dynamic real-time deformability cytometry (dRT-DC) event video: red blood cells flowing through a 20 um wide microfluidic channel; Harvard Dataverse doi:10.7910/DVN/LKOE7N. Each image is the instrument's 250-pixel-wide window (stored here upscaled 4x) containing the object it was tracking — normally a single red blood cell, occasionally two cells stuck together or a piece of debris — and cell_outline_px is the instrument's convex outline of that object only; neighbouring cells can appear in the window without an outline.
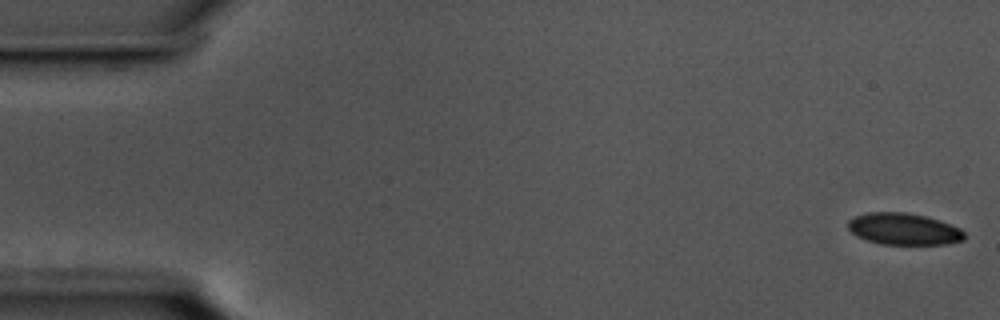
{"species": "common noctule bat (a hibernating species)", "species_latin": "Nyctalus noctula", "temperature_condition": "cold", "stored_images_in_passage": 35, "camera_frame_rate_fps": 3000, "um_per_image_px": 0.085, "animal": {"sex": "male", "body_mass_g": 17.5, "forearm_length_mm": 52.3}, "frame": {"image": 1, "passage_image": 1, "time_ms": 0.0, "image_size_px": [1000, 320], "cell_outline_px": [[964, 240], [948, 244], [880, 244], [856, 236], [848, 228], [848, 220], [856, 216], [868, 212], [904, 212], [924, 216], [940, 220], [960, 228], [964, 232]], "centroid_in_image_um": [76.82, 19.46], "position_along_channel_um": 8.2, "area_um2": 21.44}}
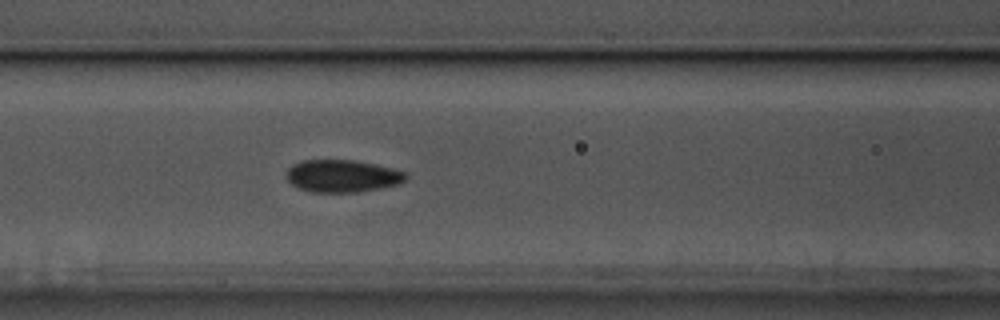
{"frame": {"image": 2, "passage_image": 23, "time_ms": 7.333, "image_size_px": [1000, 320], "cell_outline_px": [[408, 176], [400, 184], [360, 192], [312, 192], [300, 188], [292, 184], [288, 180], [288, 168], [292, 164], [304, 160], [352, 160], [376, 164], [408, 172]], "centroid_in_image_um": [29.14, 14.96], "position_along_channel_um": 137.5, "area_um2": 22.54}}
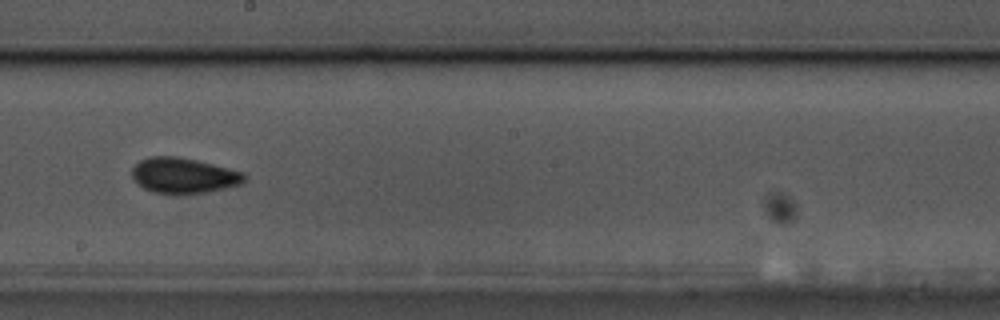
{"frame": {"image": 3, "passage_image": 31, "time_ms": 10.0, "image_size_px": [1000, 320], "cell_outline_px": [[244, 180], [240, 184], [224, 188], [204, 192], [152, 192], [144, 188], [132, 180], [132, 168], [140, 160], [148, 156], [176, 156], [196, 160], [244, 172]], "centroid_in_image_um": [15.56, 14.89], "position_along_channel_um": 232.6, "area_um2": 22.72}}